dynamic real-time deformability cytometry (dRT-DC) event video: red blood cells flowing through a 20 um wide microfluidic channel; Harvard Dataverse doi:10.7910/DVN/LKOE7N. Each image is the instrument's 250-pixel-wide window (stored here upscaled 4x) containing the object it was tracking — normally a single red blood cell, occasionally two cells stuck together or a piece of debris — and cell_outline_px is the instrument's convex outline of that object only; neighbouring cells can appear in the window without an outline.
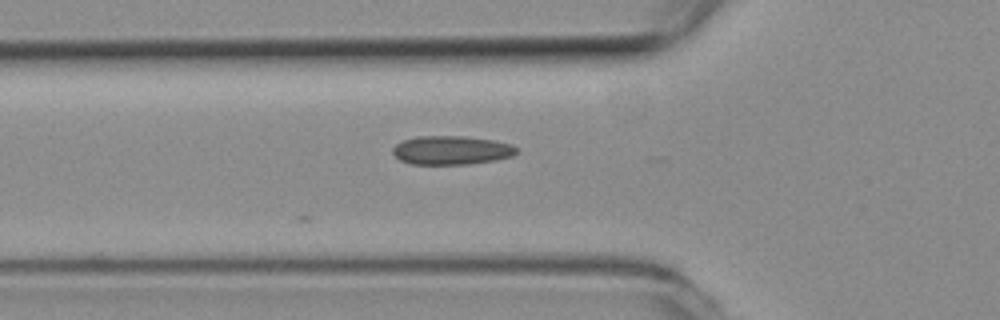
{"species": "common noctule bat (a hibernating species)", "species_latin": "Nyctalus noctula", "temperature_condition": "room temperature", "stored_images_in_passage": 3, "camera_frame_rate_fps": 3000, "um_per_image_px": 0.085, "animal": {"sex": "female", "body_mass_g": 19.3, "forearm_length_mm": 54.1}, "frame": {"image": 1, "passage_image": 3, "time_ms": 0.667, "image_size_px": [1000, 320], "cell_outline_px": [[516, 152], [512, 156], [496, 160], [468, 164], [408, 164], [400, 160], [392, 152], [392, 148], [396, 144], [404, 140], [420, 136], [460, 136], [492, 140], [508, 144], [516, 148]], "centroid_in_image_um": [38.32, 12.78], "position_along_channel_um": 87.5, "area_um2": 20.52}}